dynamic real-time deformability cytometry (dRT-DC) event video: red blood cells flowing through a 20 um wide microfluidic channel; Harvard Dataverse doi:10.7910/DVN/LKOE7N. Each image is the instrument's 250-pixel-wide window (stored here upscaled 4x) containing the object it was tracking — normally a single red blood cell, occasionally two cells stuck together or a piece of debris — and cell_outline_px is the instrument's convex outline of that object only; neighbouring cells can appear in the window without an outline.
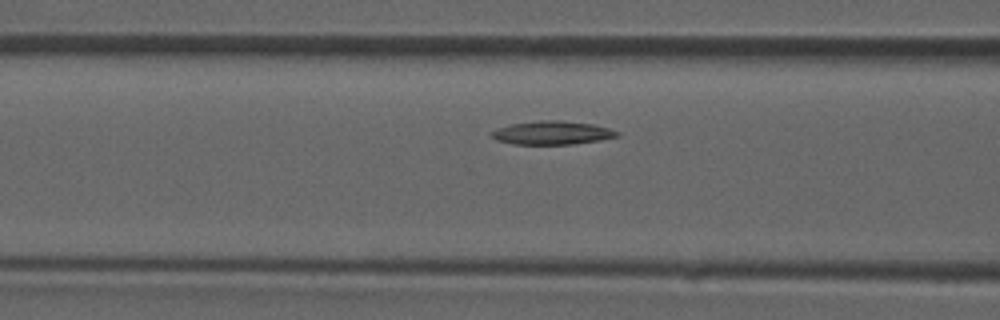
{"species": "common noctule bat (a hibernating species)", "species_latin": "Nyctalus noctula", "temperature_condition": "room temperature", "stored_images_in_passage": 9, "camera_frame_rate_fps": 3000, "um_per_image_px": 0.085, "animal": {"sex": "male", "forearm_length_mm": 52.5}, "frame": {"image": 1, "passage_image": 8, "time_ms": 2.333, "image_size_px": [1000, 320], "cell_outline_px": [[620, 136], [600, 140], [572, 144], [512, 144], [496, 140], [492, 136], [492, 132], [500, 128], [512, 124], [540, 120], [560, 120], [592, 124], [608, 128], [620, 132]], "centroid_in_image_um": [46.98, 11.29], "position_along_channel_um": 119.6, "area_um2": 16.99}}